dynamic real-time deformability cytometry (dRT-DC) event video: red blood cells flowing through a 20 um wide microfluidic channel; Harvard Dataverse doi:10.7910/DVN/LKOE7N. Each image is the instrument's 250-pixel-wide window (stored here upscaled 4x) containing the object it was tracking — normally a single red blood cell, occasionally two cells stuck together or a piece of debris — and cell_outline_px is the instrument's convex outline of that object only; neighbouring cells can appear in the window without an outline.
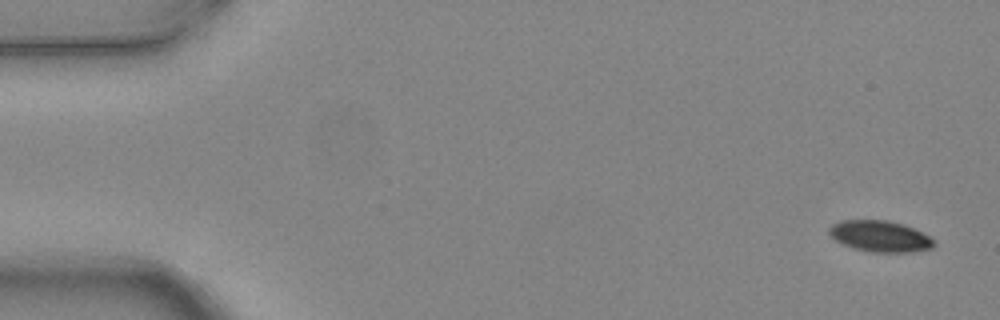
{"species": "common noctule bat (a hibernating species)", "species_latin": "Nyctalus noctula", "temperature_condition": "warm", "stored_images_in_passage": 4, "camera_frame_rate_fps": 3000, "um_per_image_px": 0.085, "animal": {"sex": "female", "body_mass_g": 24.6, "forearm_length_mm": 56.2}, "frame": {"image": 1, "passage_image": 1, "time_ms": 0.0, "image_size_px": [1000, 320], "cell_outline_px": [[936, 244], [932, 248], [908, 252], [872, 252], [856, 248], [844, 244], [836, 240], [828, 232], [828, 228], [832, 224], [840, 220], [888, 220], [904, 224], [928, 236]], "centroid_in_image_um": [74.78, 20.07], "position_along_channel_um": 10.2, "area_um2": 18.79}}
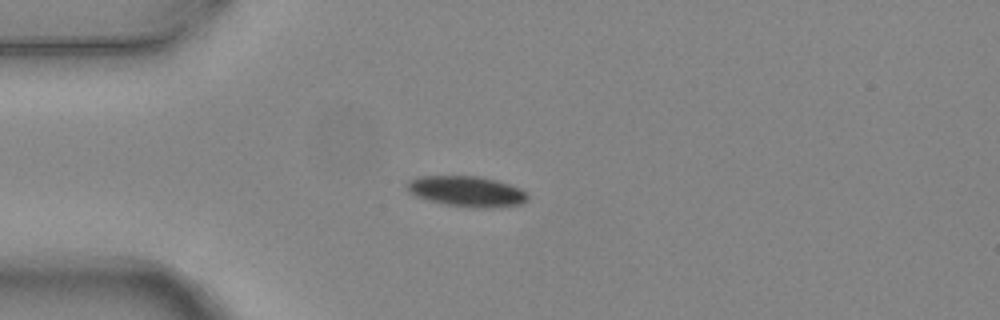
{"frame": {"image": 2, "passage_image": 4, "time_ms": 1.0, "image_size_px": [1000, 320], "cell_outline_px": [[528, 200], [520, 204], [492, 208], [472, 208], [448, 204], [416, 196], [408, 192], [408, 180], [416, 176], [480, 176], [496, 180], [520, 188], [528, 192]], "centroid_in_image_um": [39.71, 16.26], "position_along_channel_um": 45.3, "area_um2": 21.44}}